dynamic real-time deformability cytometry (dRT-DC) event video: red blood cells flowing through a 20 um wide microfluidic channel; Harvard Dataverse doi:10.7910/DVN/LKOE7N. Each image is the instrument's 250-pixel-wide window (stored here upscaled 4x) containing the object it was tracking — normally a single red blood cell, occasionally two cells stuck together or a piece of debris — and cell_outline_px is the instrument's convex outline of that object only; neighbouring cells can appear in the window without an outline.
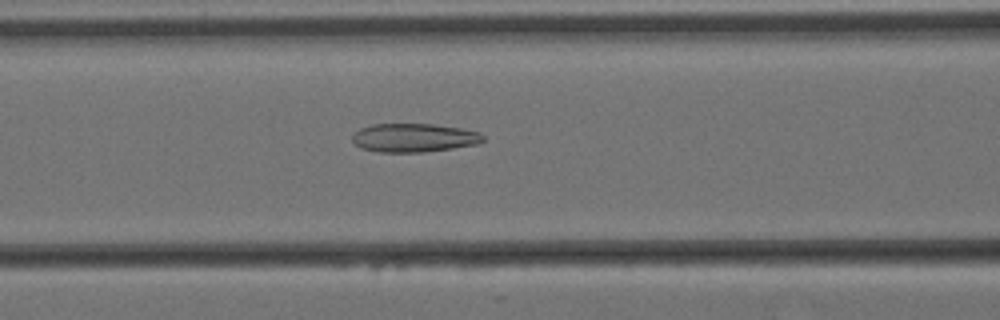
{"species": "Egyptian fruit bat (a non-hibernating species)", "species_latin": "Rousettus aegyptiacus", "temperature_condition": "cold", "stored_images_in_passage": 19, "camera_frame_rate_fps": 3000, "um_per_image_px": 0.085, "animal": {"sex": "female"}, "frame": {"image": 1, "passage_image": 10, "time_ms": 3.0, "image_size_px": [1000, 320], "cell_outline_px": [[484, 140], [476, 144], [452, 148], [424, 152], [376, 152], [360, 148], [352, 140], [352, 136], [360, 128], [372, 124], [432, 124], [460, 128], [480, 132], [484, 136]], "centroid_in_image_um": [35.17, 11.71], "position_along_channel_um": 131.4, "area_um2": 21.79}}
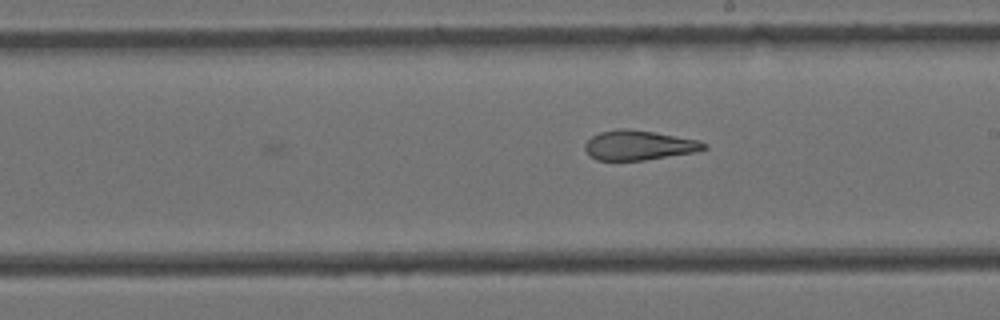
{"frame": {"image": 2, "passage_image": 19, "time_ms": 6.0, "image_size_px": [1000, 320], "cell_outline_px": [[708, 148], [696, 152], [644, 160], [596, 160], [588, 156], [584, 148], [584, 144], [592, 136], [600, 132], [616, 128], [628, 128], [700, 140], [708, 144]], "centroid_in_image_um": [54.29, 12.34], "position_along_channel_um": 234.7, "area_um2": 20.75}}